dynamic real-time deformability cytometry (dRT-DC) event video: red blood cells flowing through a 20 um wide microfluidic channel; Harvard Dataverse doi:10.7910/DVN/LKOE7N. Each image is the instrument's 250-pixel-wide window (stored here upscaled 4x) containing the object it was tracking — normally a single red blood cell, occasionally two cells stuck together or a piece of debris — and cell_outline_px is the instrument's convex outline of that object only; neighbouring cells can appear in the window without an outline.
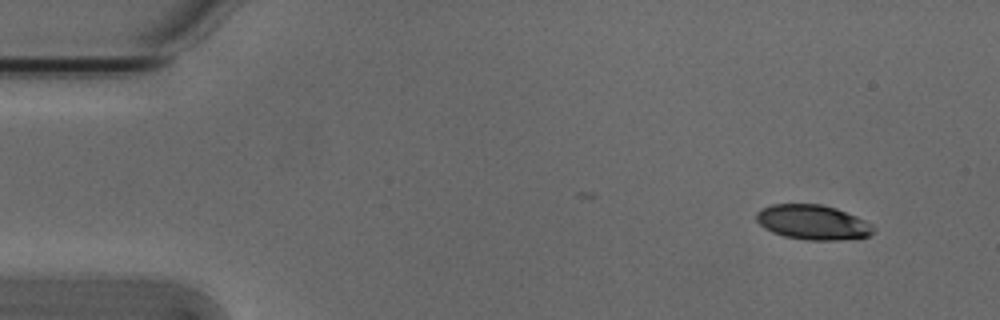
{"species": "Egyptian fruit bat (a non-hibernating species)", "species_latin": "Rousettus aegyptiacus", "temperature_condition": "cold", "stored_images_in_passage": 4, "camera_frame_rate_fps": 3000, "um_per_image_px": 0.085, "animal": {"sex": "male"}, "frame": {"image": 1, "passage_image": 1, "time_ms": 0.0, "image_size_px": [1000, 320], "cell_outline_px": [[876, 228], [868, 236], [840, 240], [808, 240], [784, 236], [772, 232], [764, 228], [756, 220], [756, 212], [772, 204], [820, 204], [836, 208], [856, 216], [872, 224]], "centroid_in_image_um": [69.08, 18.89], "position_along_channel_um": 15.9, "area_um2": 23.64}}
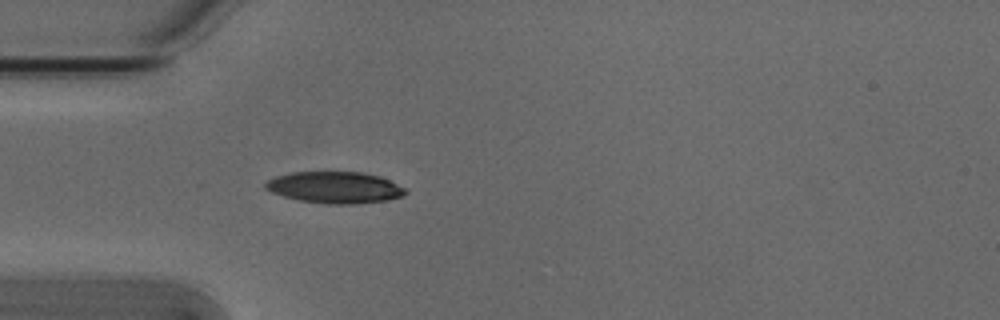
{"frame": {"image": 2, "passage_image": 4, "time_ms": 1.0, "image_size_px": [1000, 320], "cell_outline_px": [[408, 192], [404, 196], [388, 200], [356, 204], [328, 204], [296, 200], [272, 192], [264, 188], [264, 184], [268, 180], [276, 176], [292, 172], [360, 172], [380, 176], [404, 188]], "centroid_in_image_um": [28.46, 15.94], "position_along_channel_um": 56.5, "area_um2": 25.78}}